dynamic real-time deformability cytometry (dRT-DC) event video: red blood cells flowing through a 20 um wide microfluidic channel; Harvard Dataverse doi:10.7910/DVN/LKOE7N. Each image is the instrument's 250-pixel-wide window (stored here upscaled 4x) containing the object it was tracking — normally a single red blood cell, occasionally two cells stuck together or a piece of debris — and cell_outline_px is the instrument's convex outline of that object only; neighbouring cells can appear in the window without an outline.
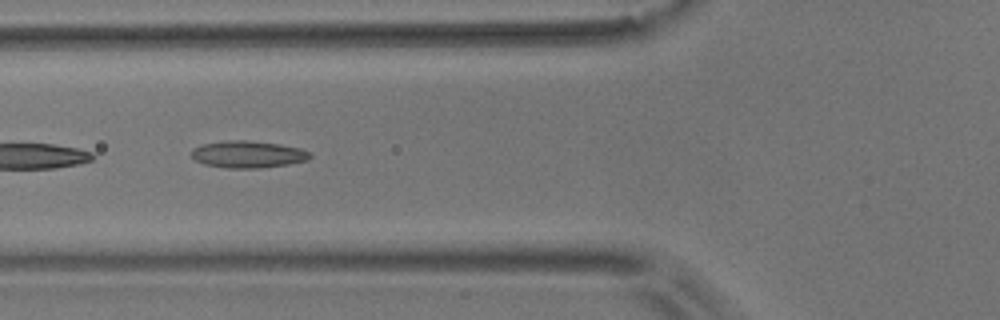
{"species": "common noctule bat (a hibernating species)", "species_latin": "Nyctalus noctula", "temperature_condition": "room temperature", "stored_images_in_passage": 8, "camera_frame_rate_fps": 3000, "um_per_image_px": 0.085, "animal": {"sex": "male", "body_mass_g": 17.9}, "frame": {"image": 1, "passage_image": 6, "time_ms": 1.667, "image_size_px": [1000, 320], "cell_outline_px": [[312, 156], [308, 160], [288, 164], [260, 168], [224, 168], [204, 164], [196, 160], [192, 156], [192, 148], [200, 144], [228, 140], [244, 140], [280, 144], [300, 148], [308, 152]], "centroid_in_image_um": [21.05, 13.12], "position_along_channel_um": 104.7, "area_um2": 18.67}}